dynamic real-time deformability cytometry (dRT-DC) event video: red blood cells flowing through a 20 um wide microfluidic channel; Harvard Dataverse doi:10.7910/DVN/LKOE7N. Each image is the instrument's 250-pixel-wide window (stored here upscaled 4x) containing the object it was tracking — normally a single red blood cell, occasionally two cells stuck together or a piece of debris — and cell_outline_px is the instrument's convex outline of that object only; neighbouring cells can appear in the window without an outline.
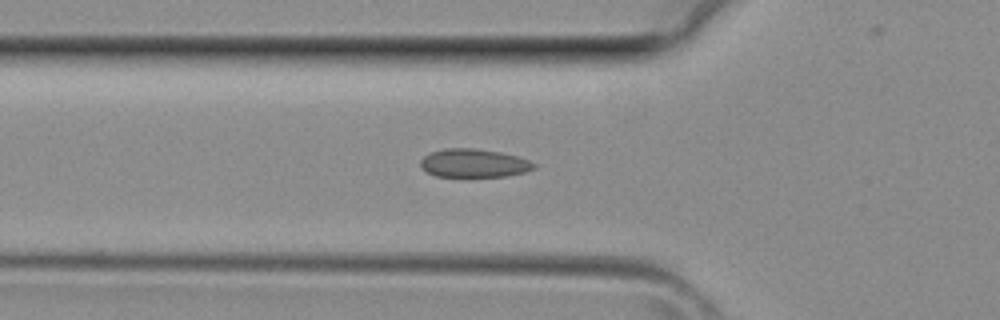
{"species": "common noctule bat (a hibernating species)", "species_latin": "Nyctalus noctula", "temperature_condition": "room temperature", "stored_images_in_passage": 25, "camera_frame_rate_fps": 3000, "um_per_image_px": 0.085, "animal": {"sex": "female", "body_mass_g": 29.2, "forearm_length_mm": 56.3}, "frame": {"image": 1, "passage_image": 4, "time_ms": 1.0, "image_size_px": [1000, 320], "cell_outline_px": [[536, 168], [524, 172], [504, 176], [436, 176], [420, 168], [420, 160], [424, 156], [432, 152], [448, 148], [472, 148], [500, 152], [516, 156], [528, 160], [536, 164]], "centroid_in_image_um": [40.26, 13.87], "position_along_channel_um": 85.5, "area_um2": 18.55}}
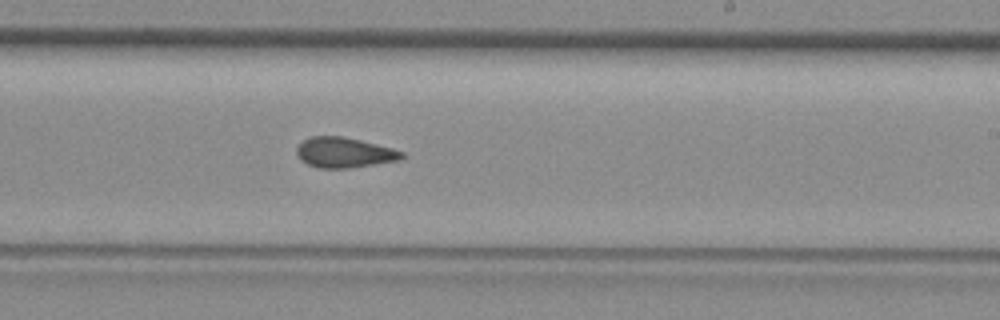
{"frame": {"image": 2, "passage_image": 14, "time_ms": 4.333, "image_size_px": [1000, 320], "cell_outline_px": [[404, 156], [400, 160], [348, 168], [316, 168], [300, 160], [296, 152], [296, 148], [304, 140], [312, 136], [340, 136], [360, 140], [392, 148], [404, 152]], "centroid_in_image_um": [29.24, 12.97], "position_along_channel_um": 259.8, "area_um2": 18.44}}
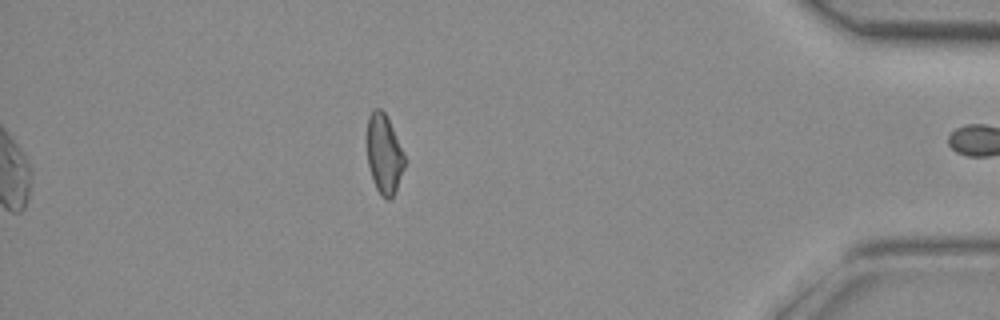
{"frame": {"image": 3, "passage_image": 25, "time_ms": 8.0, "image_size_px": [1000, 320], "cell_outline_px": [[404, 168], [396, 188], [392, 196], [388, 200], [380, 196], [376, 188], [368, 164], [368, 116], [376, 108], [380, 108], [384, 112], [392, 128], [404, 156]], "centroid_in_image_um": [32.64, 13.12], "position_along_channel_um": 402.6, "area_um2": 16.7}}